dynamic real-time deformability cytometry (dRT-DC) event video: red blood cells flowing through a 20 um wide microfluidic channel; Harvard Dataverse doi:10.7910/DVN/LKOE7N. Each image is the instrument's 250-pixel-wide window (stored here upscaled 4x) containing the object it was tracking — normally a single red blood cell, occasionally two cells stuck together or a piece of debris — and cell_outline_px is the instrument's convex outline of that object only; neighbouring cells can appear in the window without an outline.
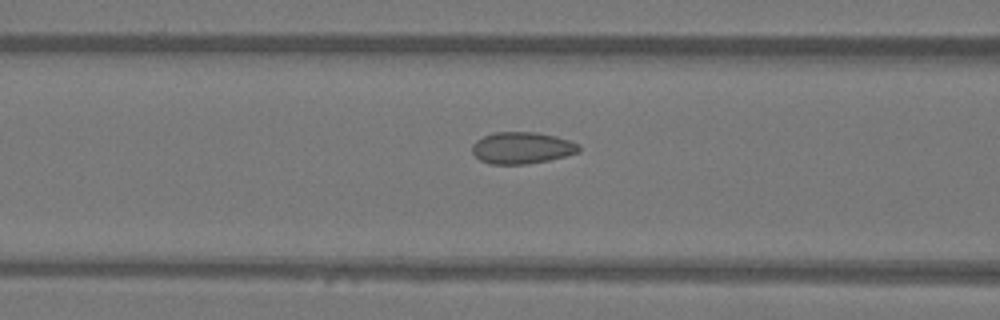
{"species": "Egyptian fruit bat (a non-hibernating species)", "species_latin": "Rousettus aegyptiacus", "temperature_condition": "warm", "stored_images_in_passage": 33, "camera_frame_rate_fps": 3000, "um_per_image_px": 0.085, "animal": {"sex": "female"}, "frame": {"image": 1, "passage_image": 12, "time_ms": 3.667, "image_size_px": [1000, 320], "cell_outline_px": [[580, 152], [548, 160], [528, 164], [488, 164], [480, 160], [472, 152], [472, 144], [476, 140], [484, 136], [496, 132], [536, 132], [556, 136], [580, 144]], "centroid_in_image_um": [44.36, 12.57], "position_along_channel_um": 122.2, "area_um2": 19.77}}
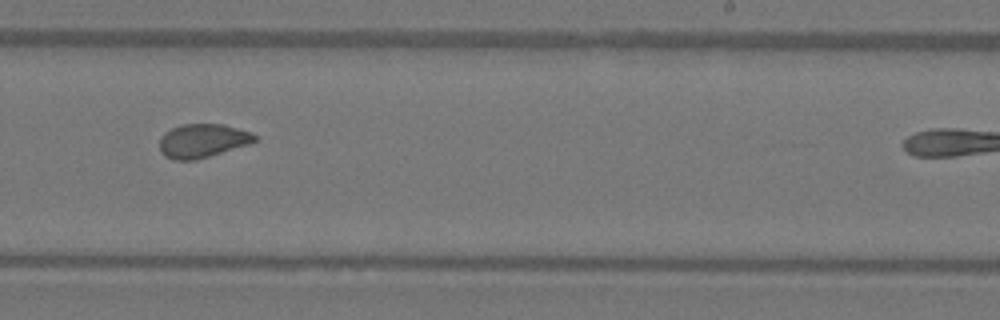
{"frame": {"image": 2, "passage_image": 23, "time_ms": 7.333, "image_size_px": [1000, 320], "cell_outline_px": [[256, 140], [248, 144], [196, 160], [172, 160], [164, 156], [160, 152], [160, 136], [164, 132], [172, 128], [184, 124], [224, 124], [252, 132], [256, 136]], "centroid_in_image_um": [17.18, 11.96], "position_along_channel_um": 271.8, "area_um2": 18.73}}
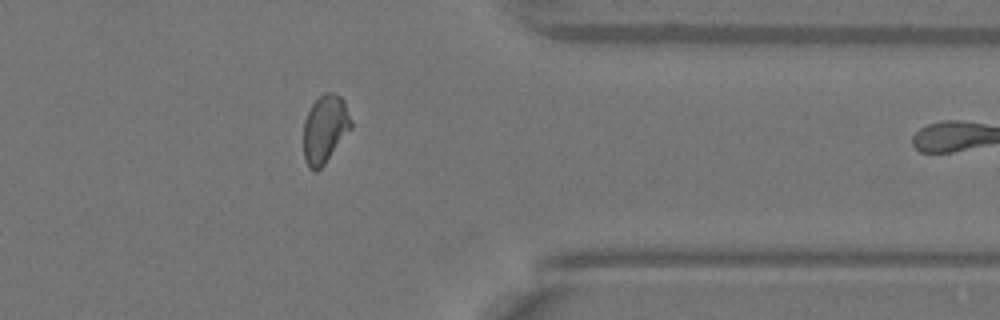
{"frame": {"image": 3, "passage_image": 32, "time_ms": 10.333, "image_size_px": [1000, 320], "cell_outline_px": [[352, 128], [324, 164], [316, 172], [312, 172], [308, 168], [304, 160], [304, 120], [312, 104], [324, 92], [328, 92], [340, 96], [344, 100], [352, 120]], "centroid_in_image_um": [27.62, 10.98], "position_along_channel_um": 383.8, "area_um2": 18.9}}